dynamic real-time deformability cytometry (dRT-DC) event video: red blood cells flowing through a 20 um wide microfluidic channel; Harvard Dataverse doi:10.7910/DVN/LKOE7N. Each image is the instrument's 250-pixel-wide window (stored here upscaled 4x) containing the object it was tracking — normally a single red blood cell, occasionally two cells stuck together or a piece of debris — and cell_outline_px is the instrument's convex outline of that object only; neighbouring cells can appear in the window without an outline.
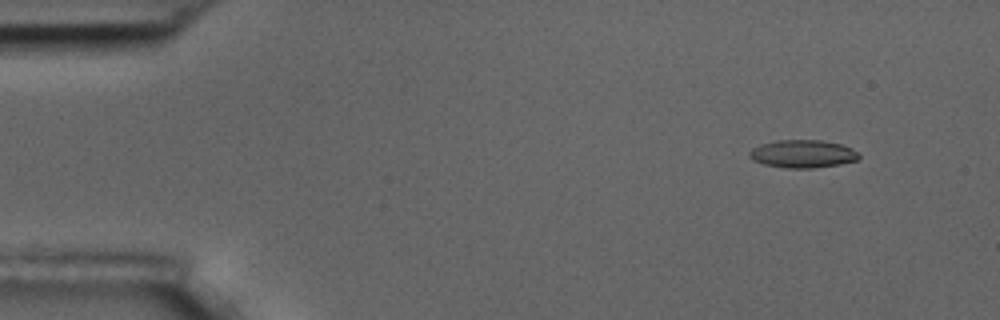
{"species": "common noctule bat (a hibernating species)", "species_latin": "Nyctalus noctula", "temperature_condition": "room temperature", "stored_images_in_passage": 5, "camera_frame_rate_fps": 3000, "um_per_image_px": 0.085, "animal": {"sex": "male", "body_mass_g": 17.5, "forearm_length_mm": 52.3}, "frame": {"image": 1, "passage_image": 2, "time_ms": 1.0, "image_size_px": [1000, 320], "cell_outline_px": [[860, 156], [856, 160], [840, 164], [812, 168], [784, 168], [764, 164], [752, 160], [748, 156], [748, 152], [752, 148], [760, 144], [776, 140], [820, 140], [840, 144], [852, 148]], "centroid_in_image_um": [68.18, 13.07], "position_along_channel_um": 16.8, "area_um2": 17.8}}
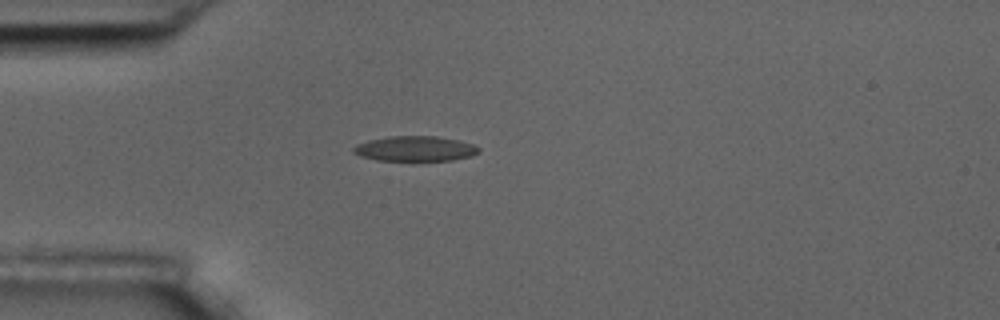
{"frame": {"image": 2, "passage_image": 4, "time_ms": 4.333, "image_size_px": [1000, 320], "cell_outline_px": [[480, 152], [472, 156], [452, 160], [412, 164], [376, 160], [360, 156], [352, 152], [352, 148], [356, 144], [368, 140], [388, 136], [436, 136], [460, 140], [472, 144], [480, 148]], "centroid_in_image_um": [35.27, 12.69], "position_along_channel_um": 49.7, "area_um2": 19.54}}